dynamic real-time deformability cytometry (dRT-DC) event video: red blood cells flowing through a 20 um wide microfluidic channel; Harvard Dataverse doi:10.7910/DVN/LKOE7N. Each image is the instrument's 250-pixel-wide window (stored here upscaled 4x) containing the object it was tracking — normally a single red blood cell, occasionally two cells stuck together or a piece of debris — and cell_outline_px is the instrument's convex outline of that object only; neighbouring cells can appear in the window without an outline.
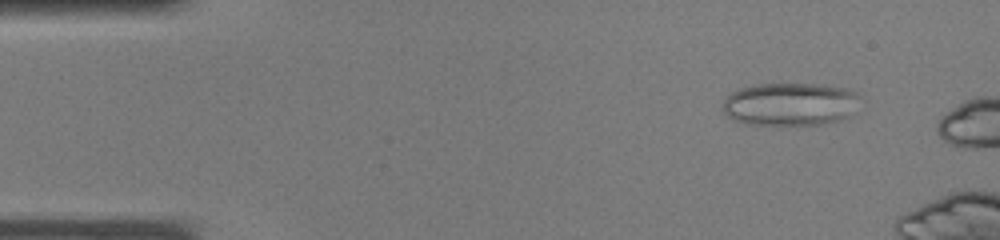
{"species": "common noctule bat (a hibernating species)", "species_latin": "Nyctalus noctula", "temperature_condition": "warm", "stored_images_in_passage": 4, "camera_frame_rate_fps": 3000, "um_per_image_px": 0.085, "animal": {"sex": "male", "body_mass_g": 19.0, "forearm_length_mm": 50.8}, "frame": {"image": 1, "passage_image": 1, "time_ms": 0.0, "image_size_px": [1000, 240], "cell_outline_px": [[860, 96], [848, 116], [836, 120], [820, 124], [748, 124], [736, 120], [728, 116], [720, 108], [724, 100], [732, 92], [744, 88], [760, 84], [824, 84], [848, 88], [856, 92]], "centroid_in_image_um": [67.14, 8.83], "position_along_channel_um": 17.9, "area_um2": 33.93}}